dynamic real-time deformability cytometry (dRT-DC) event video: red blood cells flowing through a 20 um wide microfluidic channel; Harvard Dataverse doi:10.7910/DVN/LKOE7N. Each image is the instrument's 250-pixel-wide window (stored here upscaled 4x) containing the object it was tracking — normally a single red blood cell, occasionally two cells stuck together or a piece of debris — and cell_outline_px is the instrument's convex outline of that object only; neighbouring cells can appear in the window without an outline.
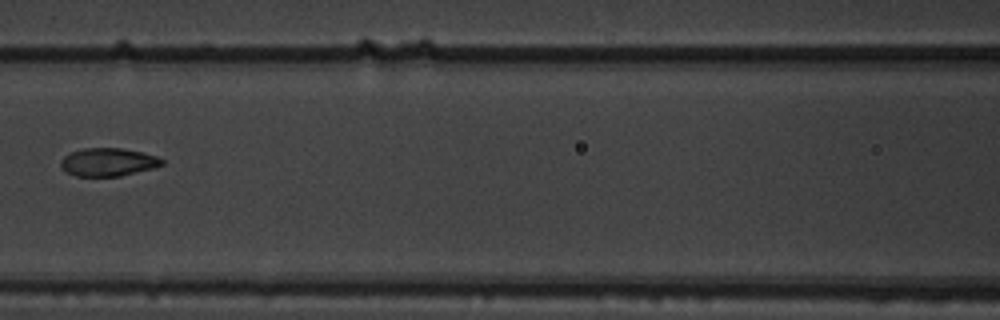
{"species": "common noctule bat (a hibernating species)", "species_latin": "Nyctalus noctula", "temperature_condition": "warm", "stored_images_in_passage": 7, "camera_frame_rate_fps": 3000, "um_per_image_px": 0.085, "animal": {"sex": "male", "body_mass_g": 19.5, "forearm_length_mm": 54.6}, "frame": {"image": 1, "passage_image": 7, "time_ms": 2.0, "image_size_px": [1000, 320], "cell_outline_px": [[164, 164], [152, 168], [120, 176], [76, 176], [64, 172], [60, 168], [60, 160], [64, 156], [72, 152], [84, 148], [120, 148], [140, 152], [156, 156], [164, 160]], "centroid_in_image_um": [9.14, 13.78], "position_along_channel_um": 157.5, "area_um2": 16.53}}